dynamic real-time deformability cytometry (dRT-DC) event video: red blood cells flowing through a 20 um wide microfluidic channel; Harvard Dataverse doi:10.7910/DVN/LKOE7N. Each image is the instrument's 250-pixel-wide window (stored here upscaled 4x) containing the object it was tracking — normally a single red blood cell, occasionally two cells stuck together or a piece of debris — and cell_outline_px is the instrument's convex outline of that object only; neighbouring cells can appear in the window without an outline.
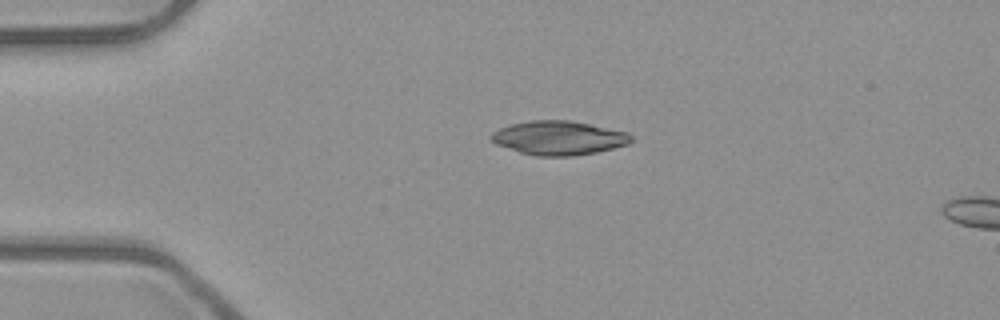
{"species": "common noctule bat (a hibernating species)", "species_latin": "Nyctalus noctula", "temperature_condition": "room temperature", "stored_images_in_passage": 5, "segment_of_instrument_passage": [2, 2], "camera_frame_rate_fps": 3000, "um_per_image_px": 0.085, "animal": {"sex": "male", "body_mass_g": 23.1, "forearm_length_mm": 52.7}, "frame": {"image": 1, "passage_image": 5, "time_ms": 1.333, "image_size_px": [1000, 320], "cell_outline_px": [[632, 140], [628, 144], [596, 152], [572, 156], [536, 156], [520, 152], [496, 144], [488, 136], [492, 132], [500, 128], [512, 124], [532, 120], [572, 120], [628, 132], [632, 136]], "centroid_in_image_um": [47.49, 11.72], "position_along_channel_um": 37.5, "area_um2": 27.69}}